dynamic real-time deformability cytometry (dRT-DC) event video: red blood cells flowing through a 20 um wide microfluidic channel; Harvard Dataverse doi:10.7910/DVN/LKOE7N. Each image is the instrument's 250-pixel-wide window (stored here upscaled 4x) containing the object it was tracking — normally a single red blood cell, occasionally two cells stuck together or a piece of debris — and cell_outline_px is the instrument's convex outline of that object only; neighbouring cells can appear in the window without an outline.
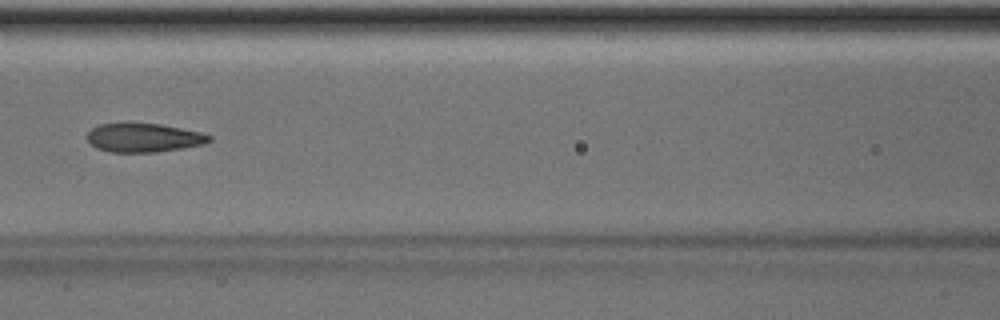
{"species": "Egyptian fruit bat (a non-hibernating species)", "species_latin": "Rousettus aegyptiacus", "temperature_condition": "room temperature", "stored_images_in_passage": 7, "camera_frame_rate_fps": 3000, "um_per_image_px": 0.085, "animal": {"sex": "male"}, "frame": {"image": 1, "passage_image": 7, "time_ms": 6.667, "image_size_px": [1000, 320], "cell_outline_px": [[212, 140], [204, 144], [156, 152], [112, 152], [96, 148], [84, 136], [92, 128], [100, 124], [160, 124], [200, 132], [212, 136]], "centroid_in_image_um": [12.2, 11.71], "position_along_channel_um": 154.4, "area_um2": 20.23}}